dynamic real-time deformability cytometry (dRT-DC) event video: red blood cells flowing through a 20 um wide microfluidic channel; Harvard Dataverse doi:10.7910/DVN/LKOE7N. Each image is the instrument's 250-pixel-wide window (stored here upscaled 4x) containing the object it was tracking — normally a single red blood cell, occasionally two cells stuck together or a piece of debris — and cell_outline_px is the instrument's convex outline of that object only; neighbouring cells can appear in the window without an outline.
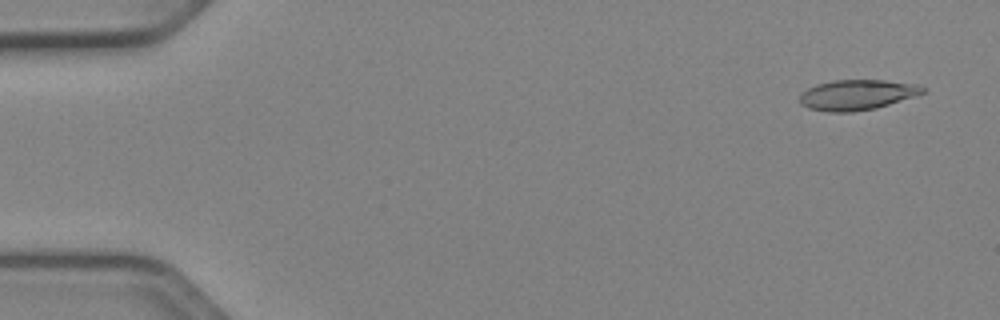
{"species": "Egyptian fruit bat (a non-hibernating species)", "species_latin": "Rousettus aegyptiacus", "temperature_condition": "cold", "stored_images_in_passage": 16, "camera_frame_rate_fps": 3000, "um_per_image_px": 0.085, "animal": {"sex": "female"}, "frame": {"image": 1, "passage_image": 3, "time_ms": 0.667, "image_size_px": [1000, 320], "cell_outline_px": [[924, 92], [916, 96], [876, 108], [852, 112], [828, 112], [808, 108], [800, 104], [800, 96], [808, 88], [816, 84], [832, 80], [884, 80], [916, 84], [924, 88]], "centroid_in_image_um": [72.83, 8.06], "position_along_channel_um": 12.2, "area_um2": 21.68}}